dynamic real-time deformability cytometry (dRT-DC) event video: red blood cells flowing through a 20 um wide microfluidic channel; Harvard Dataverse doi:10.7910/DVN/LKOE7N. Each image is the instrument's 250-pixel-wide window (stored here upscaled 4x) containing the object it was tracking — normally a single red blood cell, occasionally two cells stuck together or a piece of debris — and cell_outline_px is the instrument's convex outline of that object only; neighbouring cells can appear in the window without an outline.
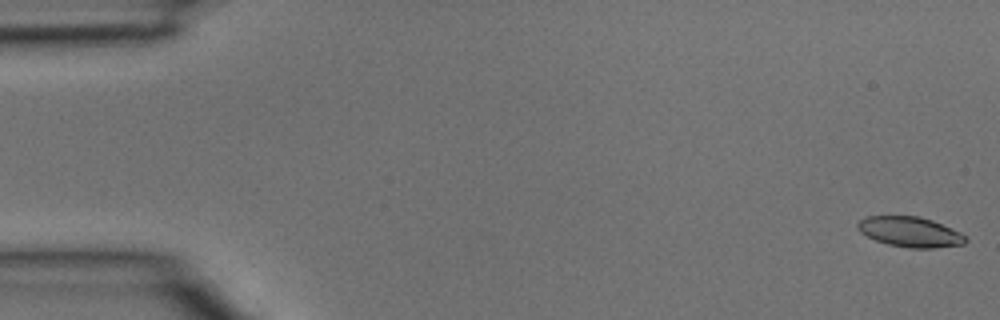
{"species": "common noctule bat (a hibernating species)", "species_latin": "Nyctalus noctula", "temperature_condition": "room temperature", "stored_images_in_passage": 39, "camera_frame_rate_fps": 3000, "um_per_image_px": 0.085, "animal": {"sex": "male", "body_mass_g": 15.6}, "frame": {"image": 1, "passage_image": 1, "time_ms": 0.0, "image_size_px": [1000, 320], "cell_outline_px": [[968, 240], [964, 244], [932, 248], [908, 248], [888, 244], [876, 240], [860, 232], [856, 228], [856, 224], [864, 216], [920, 216], [932, 220], [960, 232], [968, 236]], "centroid_in_image_um": [77.36, 19.71], "position_along_channel_um": 7.6, "area_um2": 19.07}}
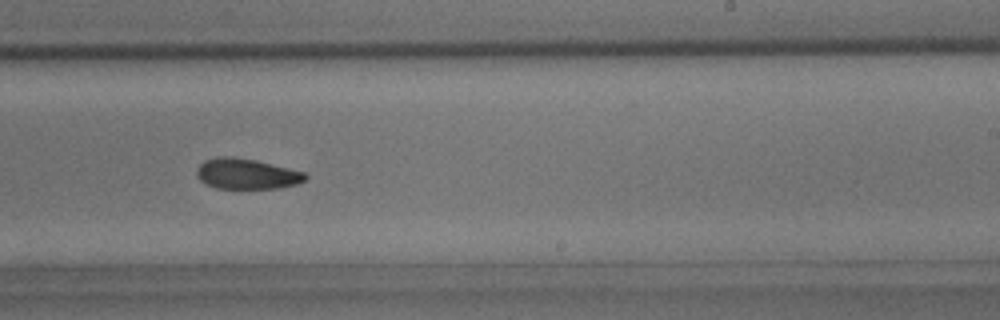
{"frame": {"image": 2, "passage_image": 24, "time_ms": 7.667, "image_size_px": [1000, 320], "cell_outline_px": [[308, 176], [304, 180], [296, 184], [280, 188], [216, 188], [200, 180], [196, 176], [196, 168], [204, 160], [216, 156], [232, 156], [256, 160], [304, 172]], "centroid_in_image_um": [20.92, 14.76], "position_along_channel_um": 268.1, "area_um2": 19.31}}
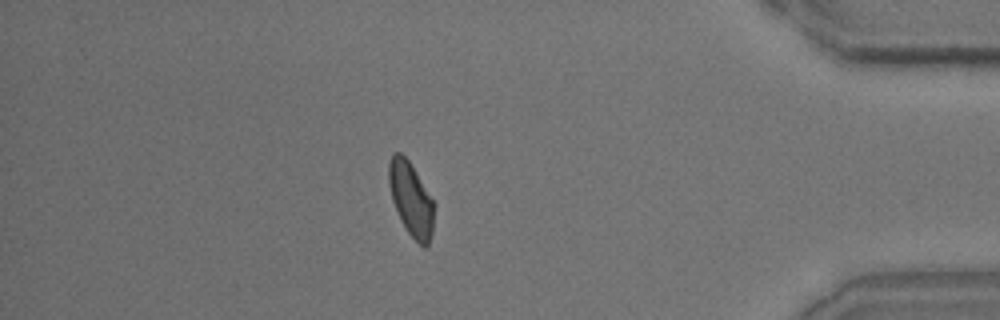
{"frame": {"image": 3, "passage_image": 34, "time_ms": 11.0, "image_size_px": [1000, 320], "cell_outline_px": [[432, 232], [428, 244], [424, 248], [408, 232], [392, 200], [388, 184], [388, 164], [392, 152], [400, 152], [408, 160], [432, 200]], "centroid_in_image_um": [34.88, 16.87], "position_along_channel_um": 400.3, "area_um2": 18.67}}